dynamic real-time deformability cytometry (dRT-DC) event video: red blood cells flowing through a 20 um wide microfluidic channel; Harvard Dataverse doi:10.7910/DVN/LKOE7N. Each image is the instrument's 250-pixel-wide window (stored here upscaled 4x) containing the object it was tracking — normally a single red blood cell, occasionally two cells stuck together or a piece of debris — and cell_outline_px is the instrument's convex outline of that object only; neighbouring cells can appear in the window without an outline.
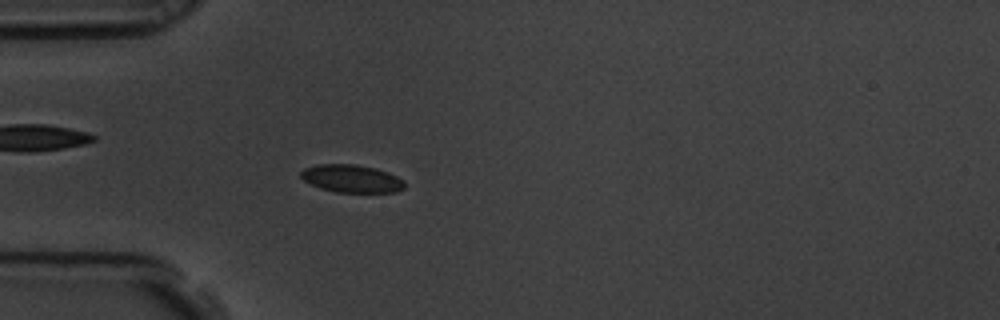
{"species": "common noctule bat (a hibernating species)", "species_latin": "Nyctalus noctula", "temperature_condition": "room temperature", "stored_images_in_passage": 4, "camera_frame_rate_fps": 3000, "um_per_image_px": 0.085, "animal": {"sex": "male", "body_mass_g": 19.5, "forearm_length_mm": 54.6}, "frame": {"image": 1, "passage_image": 4, "time_ms": 1.0, "image_size_px": [1000, 320], "cell_outline_px": [[404, 188], [396, 192], [336, 192], [320, 188], [304, 180], [300, 176], [300, 172], [304, 168], [316, 164], [356, 164], [376, 168], [388, 172], [404, 180]], "centroid_in_image_um": [29.88, 15.17], "position_along_channel_um": 55.1, "area_um2": 16.82}}